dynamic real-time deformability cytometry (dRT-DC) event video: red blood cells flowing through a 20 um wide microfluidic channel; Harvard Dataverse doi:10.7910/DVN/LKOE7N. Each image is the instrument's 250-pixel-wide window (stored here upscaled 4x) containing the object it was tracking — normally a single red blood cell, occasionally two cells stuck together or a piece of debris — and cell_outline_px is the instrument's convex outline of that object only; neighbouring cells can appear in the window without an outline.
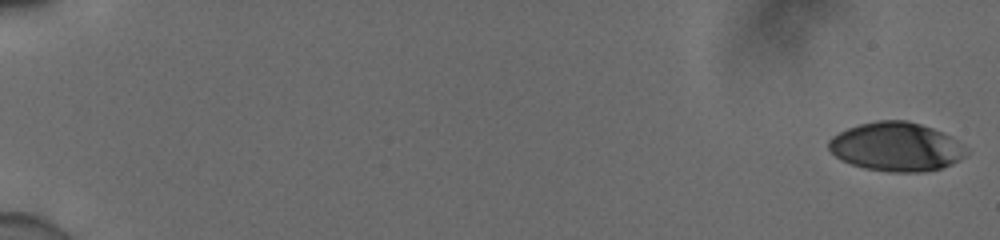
{"species": "human", "species_latin": "Homo sapiens", "temperature_condition": "cold", "stored_images_in_passage": 49, "camera_frame_rate_fps": 3000, "um_per_image_px": 0.085, "donor": {"sex": "male"}, "frame": {"image": 1, "passage_image": 1, "time_ms": 0.0, "image_size_px": [1000, 240], "cell_outline_px": [[968, 152], [964, 156], [952, 164], [940, 168], [924, 172], [888, 172], [864, 168], [840, 160], [828, 148], [828, 140], [832, 136], [848, 128], [860, 124], [880, 120], [908, 120], [932, 128], [948, 136]], "centroid_in_image_um": [76.12, 12.49], "position_along_channel_um": 8.9, "area_um2": 38.73}}
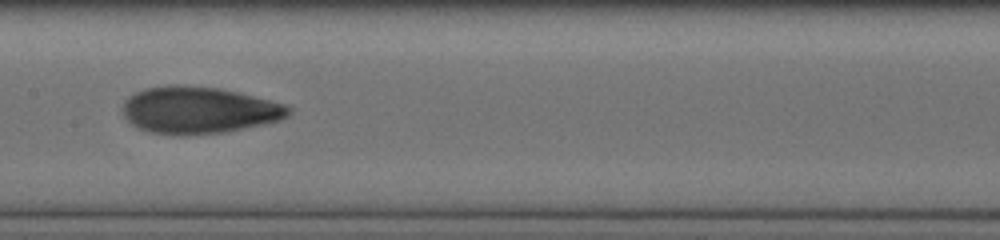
{"frame": {"image": 2, "passage_image": 28, "time_ms": 9.0, "image_size_px": [1000, 240], "cell_outline_px": [[292, 112], [288, 116], [280, 120], [224, 132], [184, 136], [180, 136], [148, 132], [136, 128], [124, 116], [124, 100], [136, 92], [144, 88], [176, 84], [216, 88], [236, 92], [284, 104]], "centroid_in_image_um": [16.84, 9.38], "position_along_channel_um": 190.6, "area_um2": 45.08}}
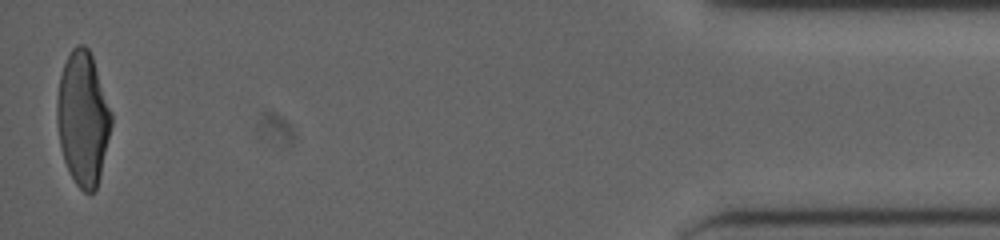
{"frame": {"image": 3, "passage_image": 49, "time_ms": 16.0, "image_size_px": [1000, 240], "cell_outline_px": [[112, 124], [100, 176], [96, 188], [92, 192], [84, 192], [76, 184], [64, 160], [60, 144], [56, 120], [56, 100], [60, 76], [64, 64], [72, 48], [76, 44], [84, 44], [88, 48], [92, 56], [112, 112]], "centroid_in_image_um": [7.04, 10.04], "position_along_channel_um": 428.2, "area_um2": 42.19}, "authors_computed_cell_mechanics": {"area_um2": 42.5408, "velocity_mm_per_s": 3.9388, "shape_relaxation_time_tau1_ms": 5.4926, "shape_relaxation_time_tau2_ms": 1.5471, "deformation_change_tau1": 0.2205, "deformation_change_tau2": 0.0759}}